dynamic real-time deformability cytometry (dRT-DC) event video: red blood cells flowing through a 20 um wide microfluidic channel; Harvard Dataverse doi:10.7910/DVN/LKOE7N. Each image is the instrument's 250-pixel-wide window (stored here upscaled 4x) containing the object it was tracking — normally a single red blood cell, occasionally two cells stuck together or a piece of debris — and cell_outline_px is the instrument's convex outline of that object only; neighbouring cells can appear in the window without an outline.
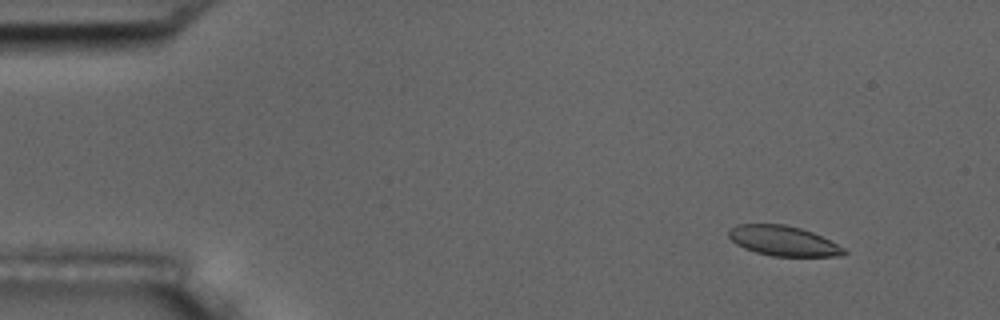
{"species": "common noctule bat (a hibernating species)", "species_latin": "Nyctalus noctula", "temperature_condition": "room temperature", "stored_images_in_passage": 5, "camera_frame_rate_fps": 3000, "um_per_image_px": 0.085, "animal": {"sex": "male", "body_mass_g": 17.5, "forearm_length_mm": 52.3}, "frame": {"image": 1, "passage_image": 2, "time_ms": 1.333, "image_size_px": [1000, 320], "cell_outline_px": [[848, 252], [840, 256], [772, 256], [756, 252], [744, 248], [736, 244], [728, 236], [728, 228], [736, 224], [784, 224], [800, 228], [812, 232], [844, 248]], "centroid_in_image_um": [66.53, 20.47], "position_along_channel_um": 18.5, "area_um2": 20.06}}
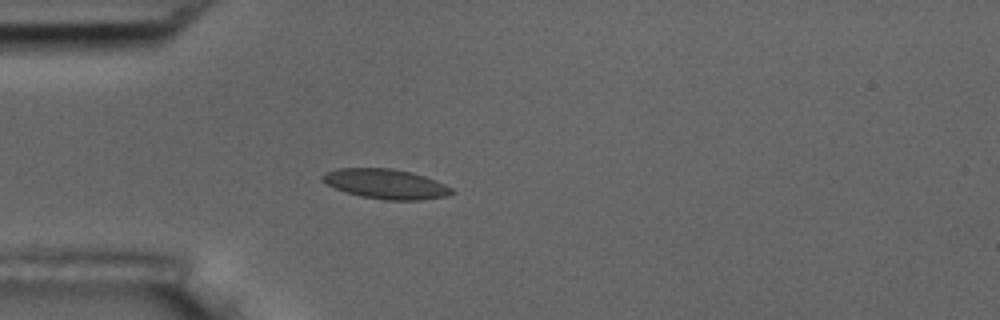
{"frame": {"image": 2, "passage_image": 5, "time_ms": 4.667, "image_size_px": [1000, 320], "cell_outline_px": [[456, 192], [448, 196], [420, 200], [384, 200], [360, 196], [336, 188], [320, 180], [320, 176], [336, 168], [392, 168], [412, 172], [436, 180], [452, 188]], "centroid_in_image_um": [32.83, 15.63], "position_along_channel_um": 52.2, "area_um2": 22.48}}